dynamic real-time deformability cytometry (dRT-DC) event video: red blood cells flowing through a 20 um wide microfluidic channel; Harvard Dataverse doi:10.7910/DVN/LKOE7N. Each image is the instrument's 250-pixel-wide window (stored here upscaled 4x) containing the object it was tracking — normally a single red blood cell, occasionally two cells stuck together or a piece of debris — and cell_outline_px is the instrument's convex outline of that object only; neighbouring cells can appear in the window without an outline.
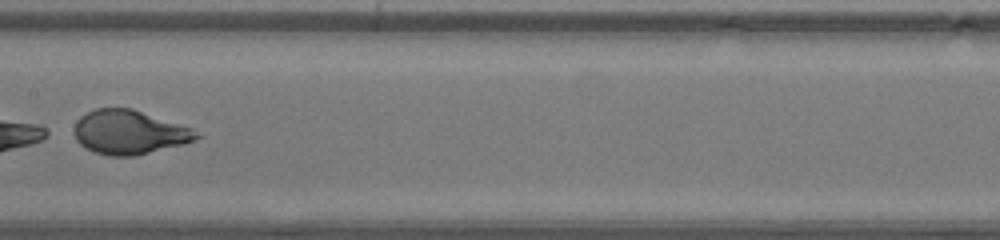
{"species": "human", "species_latin": "Homo sapiens", "temperature_condition": "warm", "stored_images_in_passage": 44, "segment_of_instrument_passage": [2, 2], "camera_frame_rate_fps": 3000, "um_per_image_px": 0.085, "donor": {"sex": "male"}, "frame": {"image": 1, "passage_image": 23, "time_ms": 7.333, "image_size_px": [1000, 240], "cell_outline_px": [[200, 136], [184, 144], [132, 156], [108, 156], [84, 148], [76, 140], [76, 120], [80, 116], [96, 108], [132, 108], [192, 128]], "centroid_in_image_um": [10.96, 11.23], "position_along_channel_um": 196.4, "area_um2": 31.04}}